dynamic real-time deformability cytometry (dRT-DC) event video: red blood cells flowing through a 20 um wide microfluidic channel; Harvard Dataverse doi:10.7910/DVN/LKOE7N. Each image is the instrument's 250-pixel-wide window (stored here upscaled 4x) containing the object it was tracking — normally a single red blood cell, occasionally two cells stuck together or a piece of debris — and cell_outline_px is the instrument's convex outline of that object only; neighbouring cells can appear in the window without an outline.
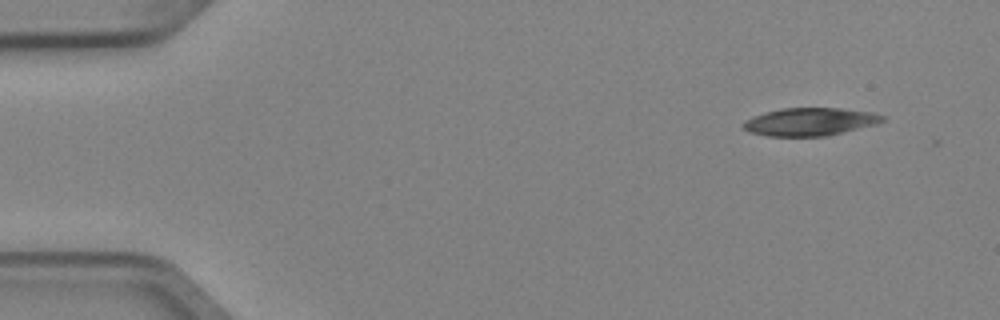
{"species": "Egyptian fruit bat (a non-hibernating species)", "species_latin": "Rousettus aegyptiacus", "temperature_condition": "cold", "stored_images_in_passage": 3, "camera_frame_rate_fps": 3000, "um_per_image_px": 0.085, "animal": {"sex": "female"}, "frame": {"image": 1, "passage_image": 1, "time_ms": 0.0, "image_size_px": [1000, 320], "cell_outline_px": [[884, 120], [876, 124], [828, 136], [768, 136], [748, 132], [740, 128], [740, 124], [744, 120], [752, 116], [764, 112], [780, 108], [840, 108], [872, 112], [884, 116]], "centroid_in_image_um": [68.77, 10.35], "position_along_channel_um": 16.2, "area_um2": 22.89}}